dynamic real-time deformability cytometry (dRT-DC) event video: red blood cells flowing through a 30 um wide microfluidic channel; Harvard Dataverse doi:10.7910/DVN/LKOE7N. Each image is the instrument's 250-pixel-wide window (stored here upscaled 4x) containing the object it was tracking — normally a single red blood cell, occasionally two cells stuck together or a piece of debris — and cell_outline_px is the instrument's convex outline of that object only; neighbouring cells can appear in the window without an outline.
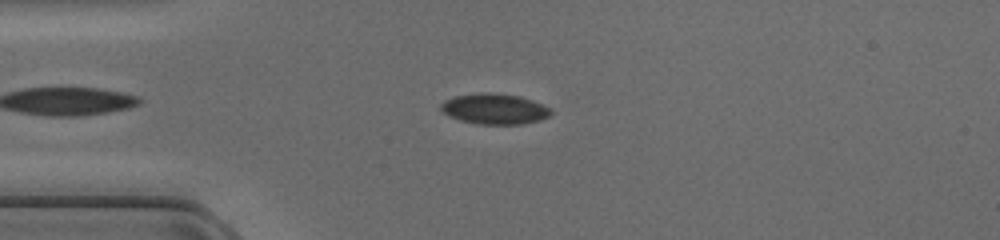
{"species": "common noctule bat (a hibernating species)", "species_latin": "Nyctalus noctula", "temperature_condition": "cold", "stored_images_in_passage": 42, "camera_frame_rate_fps": 3000, "um_per_image_px": 0.085, "animal": {"sex": "female", "body_mass_g": 17.0, "forearm_length_mm": 48.0}, "frame": {"image": 1, "passage_image": 7, "time_ms": 2.0, "image_size_px": [1000, 240], "cell_outline_px": [[552, 112], [548, 116], [540, 120], [520, 124], [480, 124], [460, 120], [448, 116], [440, 108], [440, 104], [444, 100], [452, 96], [480, 92], [488, 92], [520, 96], [532, 100], [548, 108]], "centroid_in_image_um": [41.98, 9.24], "position_along_channel_um": 43.0, "area_um2": 19.54}}
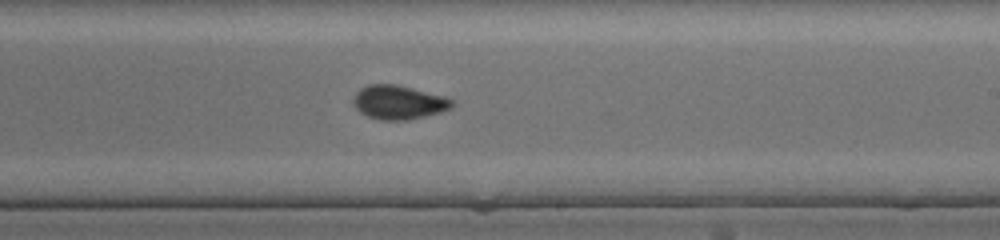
{"frame": {"image": 2, "passage_image": 23, "time_ms": 7.333, "image_size_px": [1000, 240], "cell_outline_px": [[456, 104], [452, 108], [440, 112], [408, 120], [380, 120], [368, 116], [360, 112], [352, 104], [352, 100], [356, 92], [360, 88], [368, 84], [396, 84], [444, 96], [452, 100]], "centroid_in_image_um": [33.87, 8.69], "position_along_channel_um": 255.1, "area_um2": 19.59}}
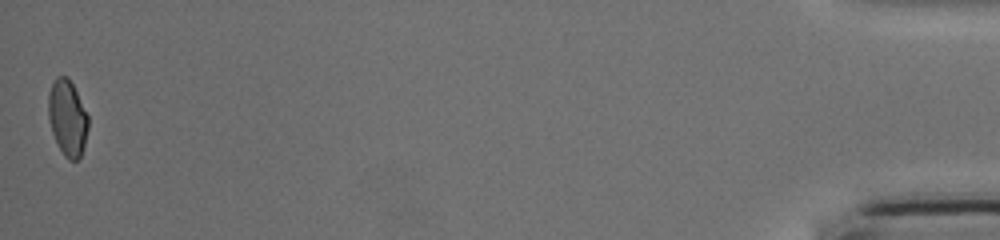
{"frame": {"image": 3, "passage_image": 42, "time_ms": 13.667, "image_size_px": [1000, 240], "cell_outline_px": [[88, 128], [84, 144], [80, 156], [76, 160], [68, 160], [64, 156], [52, 132], [48, 120], [48, 92], [56, 76], [68, 76], [88, 116]], "centroid_in_image_um": [5.71, 10.0], "position_along_channel_um": 429.5, "area_um2": 17.46}}